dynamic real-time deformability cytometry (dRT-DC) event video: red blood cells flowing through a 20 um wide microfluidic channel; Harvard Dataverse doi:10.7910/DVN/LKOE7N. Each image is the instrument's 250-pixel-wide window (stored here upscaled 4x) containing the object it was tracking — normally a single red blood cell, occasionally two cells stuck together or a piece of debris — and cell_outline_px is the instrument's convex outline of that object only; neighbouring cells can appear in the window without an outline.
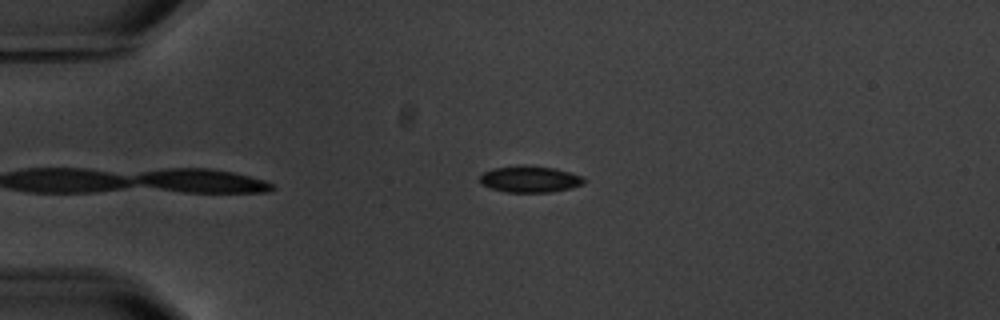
{"species": "common noctule bat (a hibernating species)", "species_latin": "Nyctalus noctula", "temperature_condition": "warm", "stored_images_in_passage": 5, "camera_frame_rate_fps": 3000, "um_per_image_px": 0.085, "animal": {"sex": "male", "body_mass_g": 20.1, "forearm_length_mm": 53.5}, "frame": {"image": 1, "passage_image": 5, "time_ms": 5.667, "image_size_px": [1000, 320], "cell_outline_px": [[588, 180], [584, 184], [572, 188], [548, 192], [504, 192], [480, 184], [480, 176], [484, 172], [492, 168], [516, 164], [524, 164], [556, 168], [584, 176]], "centroid_in_image_um": [45.07, 15.2], "position_along_channel_um": 39.9, "area_um2": 16.53}}